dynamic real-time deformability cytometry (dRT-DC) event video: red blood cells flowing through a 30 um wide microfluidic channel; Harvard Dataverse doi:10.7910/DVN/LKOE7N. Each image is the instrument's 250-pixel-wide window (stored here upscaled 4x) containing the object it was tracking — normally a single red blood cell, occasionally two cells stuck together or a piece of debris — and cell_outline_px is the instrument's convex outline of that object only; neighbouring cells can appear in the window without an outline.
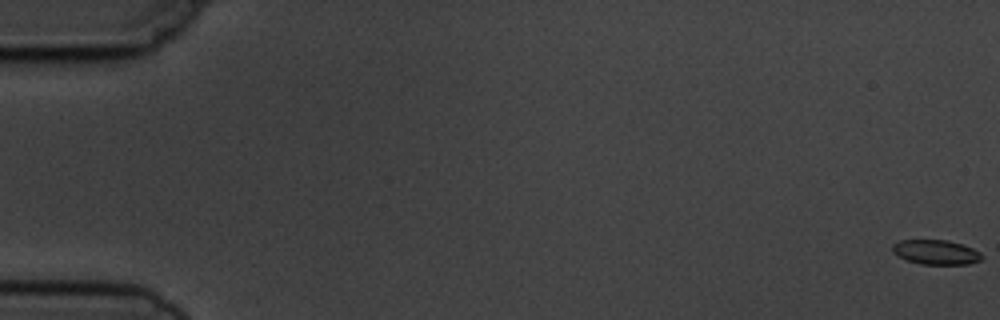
{"species": "common noctule bat (a hibernating species)", "species_latin": "Nyctalus noctula", "temperature_condition": "cold", "stored_images_in_passage": 6, "camera_frame_rate_fps": 3000, "um_per_image_px": 0.085, "animal": {"sex": "male", "body_mass_g": 19.5, "forearm_length_mm": 54.6}, "frame": {"image": 1, "passage_image": 1, "time_ms": 0.0, "image_size_px": [1000, 320], "cell_outline_px": [[984, 256], [980, 260], [968, 264], [920, 264], [908, 260], [892, 252], [892, 244], [900, 240], [948, 240], [972, 248], [980, 252]], "centroid_in_image_um": [79.55, 21.43], "position_along_channel_um": 5.4, "area_um2": 12.72}}
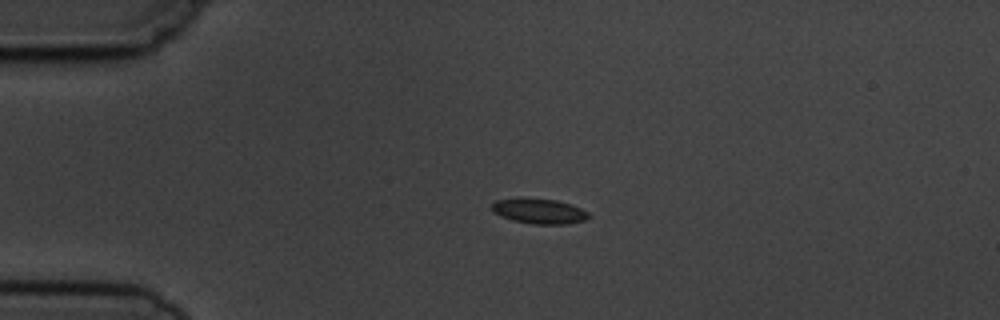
{"frame": {"image": 2, "passage_image": 4, "time_ms": 4.333, "image_size_px": [1000, 320], "cell_outline_px": [[588, 216], [584, 220], [568, 224], [532, 224], [512, 220], [500, 216], [492, 212], [492, 204], [496, 200], [556, 200], [580, 208], [588, 212]], "centroid_in_image_um": [45.82, 17.99], "position_along_channel_um": 39.2, "area_um2": 13.53}}
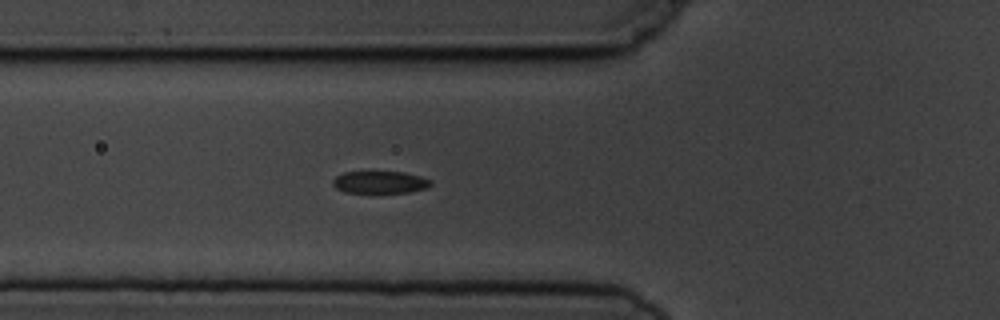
{"frame": {"image": 3, "passage_image": 6, "time_ms": 6.667, "image_size_px": [1000, 320], "cell_outline_px": [[432, 184], [428, 188], [408, 192], [344, 192], [336, 188], [332, 184], [332, 180], [336, 176], [344, 172], [368, 168], [404, 172], [420, 176], [432, 180]], "centroid_in_image_um": [32.27, 15.42], "position_along_channel_um": 93.5, "area_um2": 13.53}}